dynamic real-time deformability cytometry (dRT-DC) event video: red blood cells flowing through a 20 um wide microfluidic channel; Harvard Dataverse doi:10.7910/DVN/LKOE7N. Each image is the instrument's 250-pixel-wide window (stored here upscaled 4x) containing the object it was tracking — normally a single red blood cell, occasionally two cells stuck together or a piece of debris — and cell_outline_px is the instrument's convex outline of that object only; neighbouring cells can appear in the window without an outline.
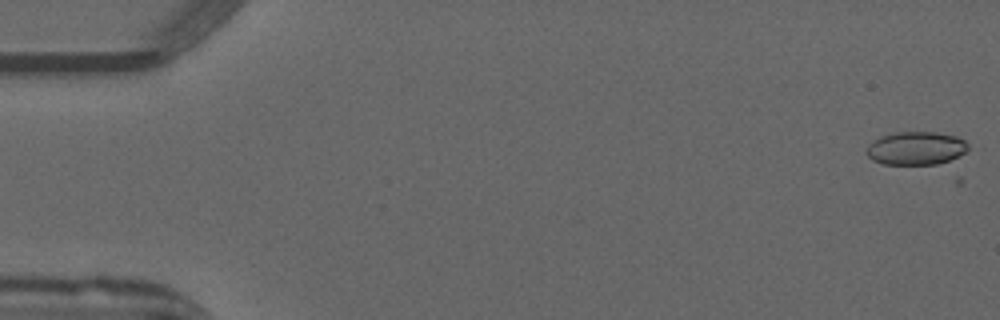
{"species": "common noctule bat (a hibernating species)", "species_latin": "Nyctalus noctula", "temperature_condition": "warm", "stored_images_in_passage": 3, "camera_frame_rate_fps": 3000, "um_per_image_px": 0.085, "animal": {"sex": "male", "forearm_length_mm": 52.5}, "frame": {"image": 1, "passage_image": 2, "time_ms": 0.333, "image_size_px": [1000, 320], "cell_outline_px": [[968, 148], [964, 152], [948, 160], [936, 164], [884, 164], [872, 160], [864, 152], [868, 144], [872, 140], [880, 136], [896, 132], [936, 132], [956, 136], [964, 140], [968, 144]], "centroid_in_image_um": [77.79, 12.59], "position_along_channel_um": 7.2, "area_um2": 19.65}}